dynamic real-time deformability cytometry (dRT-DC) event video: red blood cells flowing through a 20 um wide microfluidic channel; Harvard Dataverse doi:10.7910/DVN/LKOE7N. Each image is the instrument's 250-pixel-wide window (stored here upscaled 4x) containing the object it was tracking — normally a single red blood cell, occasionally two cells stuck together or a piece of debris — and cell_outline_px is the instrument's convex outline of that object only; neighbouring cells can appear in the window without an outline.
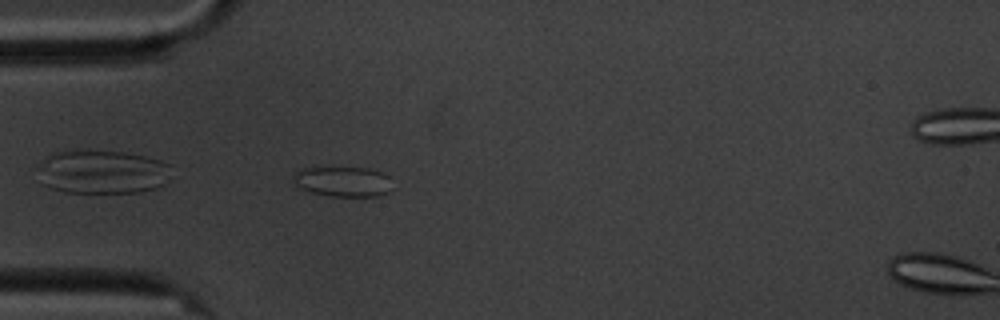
{"species": "common noctule bat (a hibernating species)", "species_latin": "Nyctalus noctula", "temperature_condition": "cold", "stored_images_in_passage": 6, "camera_frame_rate_fps": 3000, "um_per_image_px": 0.085, "animal": {"sex": "male", "body_mass_g": 20.1, "forearm_length_mm": 53.5}, "frame": {"image": 1, "passage_image": 5, "time_ms": 4.667, "image_size_px": [1000, 320], "cell_outline_px": [[388, 192], [376, 196], [332, 196], [312, 192], [300, 188], [292, 180], [292, 176], [296, 172], [304, 168], [364, 168], [380, 172], [388, 176]], "centroid_in_image_um": [29.09, 15.44], "position_along_channel_um": 55.9, "area_um2": 16.88}}